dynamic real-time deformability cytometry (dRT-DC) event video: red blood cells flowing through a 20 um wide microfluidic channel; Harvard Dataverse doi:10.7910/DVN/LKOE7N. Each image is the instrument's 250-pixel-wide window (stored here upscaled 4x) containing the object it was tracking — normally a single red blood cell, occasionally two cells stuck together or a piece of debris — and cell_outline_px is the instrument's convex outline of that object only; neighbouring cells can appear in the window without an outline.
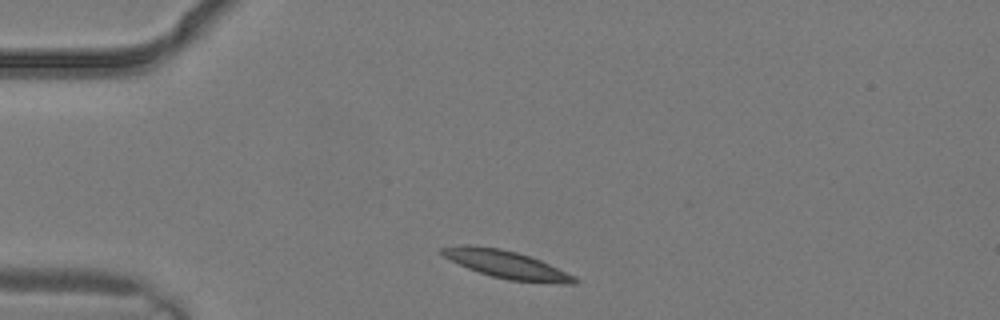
{"species": "common noctule bat (a hibernating species)", "species_latin": "Nyctalus noctula", "temperature_condition": "warm", "stored_images_in_passage": 1, "camera_frame_rate_fps": 3000, "um_per_image_px": 0.085, "animal": {"sex": "male", "body_mass_g": 19.2, "forearm_length_mm": 51.8}, "frame": {"image": 1, "passage_image": 1, "time_ms": 0.0, "image_size_px": [1000, 320], "cell_outline_px": [[580, 280], [576, 284], [564, 284], [508, 280], [492, 276], [468, 268], [444, 256], [440, 252], [440, 248], [464, 244], [468, 244], [500, 248], [516, 252], [540, 260], [576, 276]], "centroid_in_image_um": [43.1, 22.49], "position_along_channel_um": 41.9, "area_um2": 21.33}}